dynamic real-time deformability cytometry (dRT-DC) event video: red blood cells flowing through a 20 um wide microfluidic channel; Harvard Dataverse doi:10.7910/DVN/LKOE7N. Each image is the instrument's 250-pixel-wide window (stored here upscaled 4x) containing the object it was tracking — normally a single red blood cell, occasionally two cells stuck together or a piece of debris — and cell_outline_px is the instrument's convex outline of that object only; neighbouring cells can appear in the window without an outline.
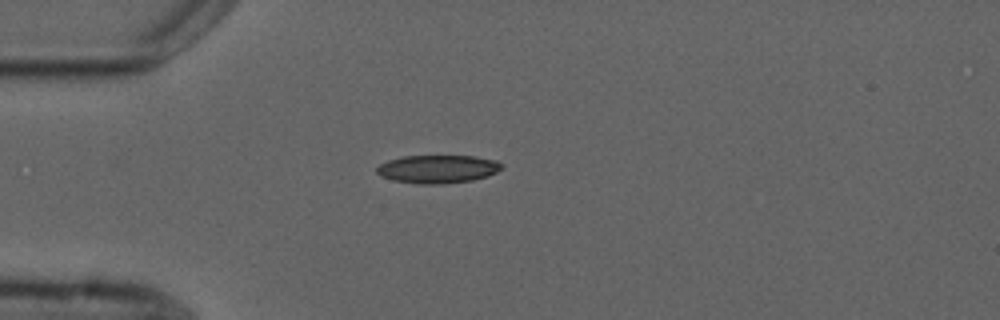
{"species": "common noctule bat (a hibernating species)", "species_latin": "Nyctalus noctula", "temperature_condition": "cold", "stored_images_in_passage": 1, "camera_frame_rate_fps": 3000, "um_per_image_px": 0.085, "animal": {"sex": "male", "forearm_length_mm": 52.5}, "frame": {"image": 1, "passage_image": 1, "time_ms": 0.0, "image_size_px": [1000, 320], "cell_outline_px": [[504, 168], [488, 176], [472, 180], [440, 184], [416, 184], [392, 180], [380, 176], [376, 172], [376, 168], [380, 164], [388, 160], [404, 156], [476, 156], [496, 160], [504, 164]], "centroid_in_image_um": [37.22, 14.37], "position_along_channel_um": 47.8, "area_um2": 20.69}}